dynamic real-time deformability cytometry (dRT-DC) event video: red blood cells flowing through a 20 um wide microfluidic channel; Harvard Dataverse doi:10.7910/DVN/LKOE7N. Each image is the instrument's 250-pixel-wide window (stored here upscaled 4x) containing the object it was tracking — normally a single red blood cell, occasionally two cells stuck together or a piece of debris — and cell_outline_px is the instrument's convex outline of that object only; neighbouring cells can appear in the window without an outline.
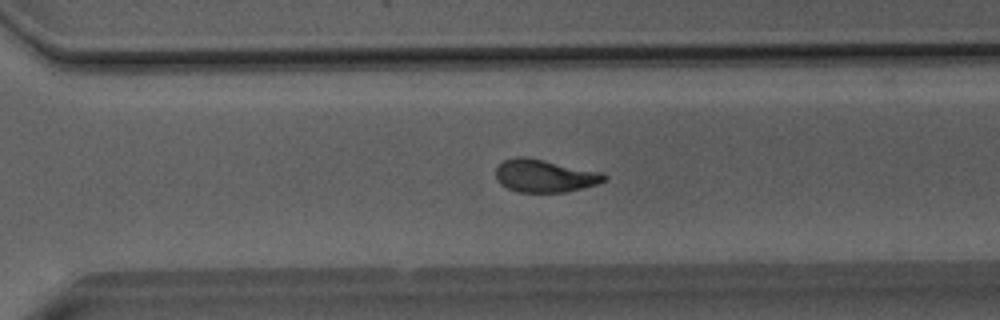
{"species": "Egyptian fruit bat (a non-hibernating species)", "species_latin": "Rousettus aegyptiacus", "temperature_condition": "room temperature", "stored_images_in_passage": 51, "camera_frame_rate_fps": 3000, "um_per_image_px": 0.085, "animal": {"sex": "male"}, "frame": {"image": 1, "passage_image": 36, "time_ms": 11.667, "image_size_px": [1000, 320], "cell_outline_px": [[608, 176], [604, 180], [596, 184], [564, 192], [516, 192], [500, 184], [496, 180], [496, 168], [504, 160], [516, 156], [524, 156], [604, 172]], "centroid_in_image_um": [46.28, 14.94], "position_along_channel_um": 324.3, "area_um2": 20.69}}
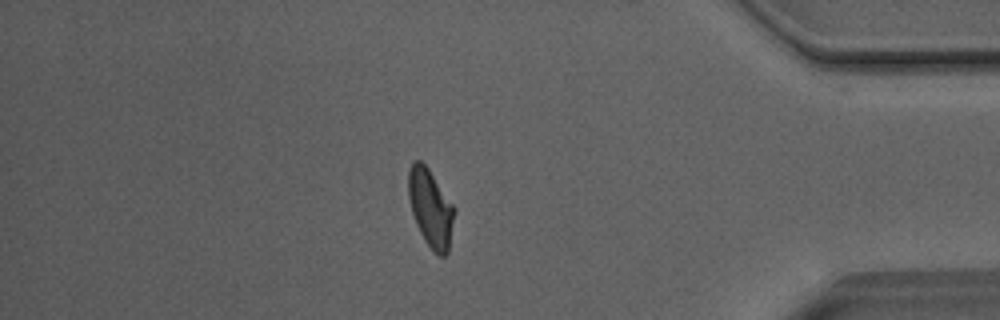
{"frame": {"image": 2, "passage_image": 44, "time_ms": 14.333, "image_size_px": [1000, 320], "cell_outline_px": [[456, 212], [448, 252], [444, 256], [440, 256], [424, 240], [416, 224], [412, 212], [408, 196], [408, 172], [412, 160], [420, 160], [428, 168], [456, 208]], "centroid_in_image_um": [36.61, 17.66], "position_along_channel_um": 398.6, "area_um2": 20.87}}
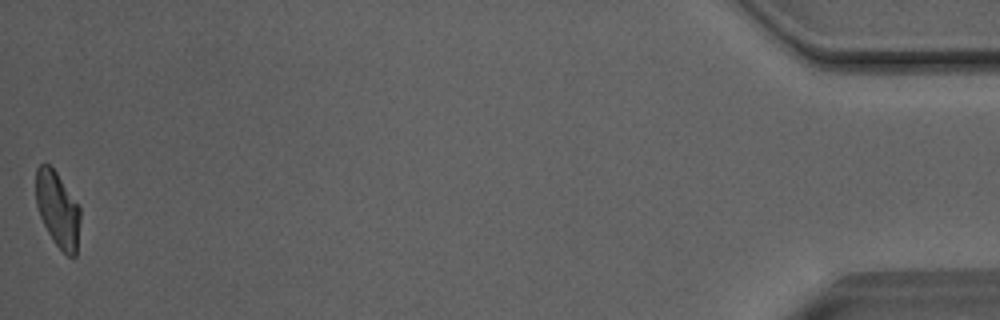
{"frame": {"image": 3, "passage_image": 51, "time_ms": 16.667, "image_size_px": [1000, 320], "cell_outline_px": [[80, 220], [76, 256], [68, 256], [52, 240], [40, 216], [36, 204], [36, 168], [40, 164], [48, 164], [56, 172], [80, 208]], "centroid_in_image_um": [4.9, 17.81], "position_along_channel_um": 430.3, "area_um2": 19.25}, "authors_computed_cell_mechanics": {"area_um2": 21.2126, "velocity_mm_per_s": 4.0448, "shape_relaxation_time_tau1_ms": 5.0486, "shape_relaxation_time_tau2_ms": 2.5966, "deformation_change_tau1": 0.1634, "deformation_change_tau2": 0.0855}}